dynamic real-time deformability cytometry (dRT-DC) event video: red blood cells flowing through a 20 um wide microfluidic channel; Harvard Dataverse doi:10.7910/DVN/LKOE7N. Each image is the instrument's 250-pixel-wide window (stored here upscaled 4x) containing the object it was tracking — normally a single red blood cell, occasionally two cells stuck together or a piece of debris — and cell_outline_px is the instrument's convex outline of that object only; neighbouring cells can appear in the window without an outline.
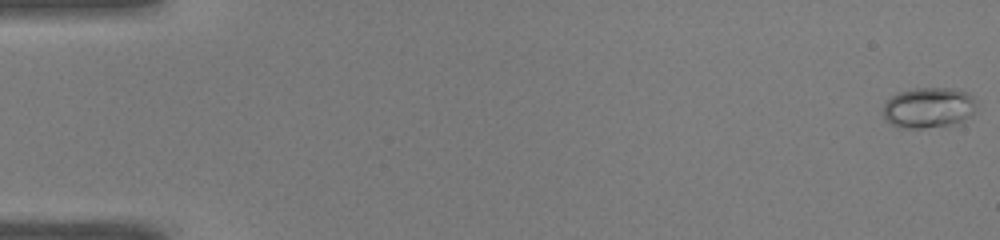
{"species": "common noctule bat (a hibernating species)", "species_latin": "Nyctalus noctula", "temperature_condition": "warm", "stored_images_in_passage": 51, "camera_frame_rate_fps": 3000, "um_per_image_px": 0.085, "animal": {"sex": "male", "body_mass_g": 19.0, "forearm_length_mm": 50.8}, "frame": {"image": 1, "passage_image": 1, "time_ms": 0.0, "image_size_px": [1000, 240], "cell_outline_px": [[976, 104], [972, 112], [964, 124], [924, 128], [900, 128], [884, 120], [884, 104], [892, 96], [900, 92], [916, 88], [952, 88], [964, 92], [972, 96]], "centroid_in_image_um": [78.94, 9.18], "position_along_channel_um": 6.1, "area_um2": 22.25}}
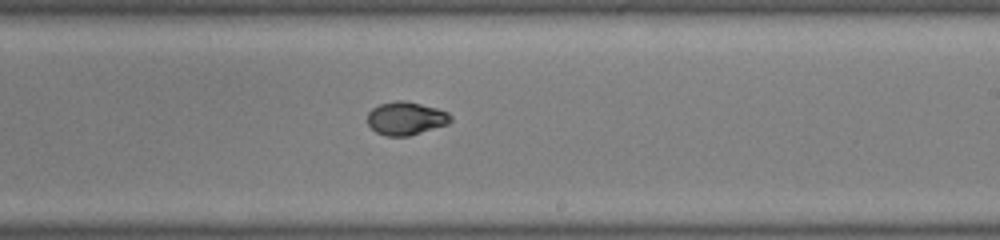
{"frame": {"image": 2, "passage_image": 31, "time_ms": 10.0, "image_size_px": [1000, 240], "cell_outline_px": [[452, 120], [448, 124], [408, 136], [384, 136], [376, 132], [368, 124], [368, 112], [372, 108], [380, 104], [396, 100], [404, 100], [436, 108], [448, 112], [452, 116]], "centroid_in_image_um": [34.5, 10.06], "position_along_channel_um": 254.5, "area_um2": 16.07}}
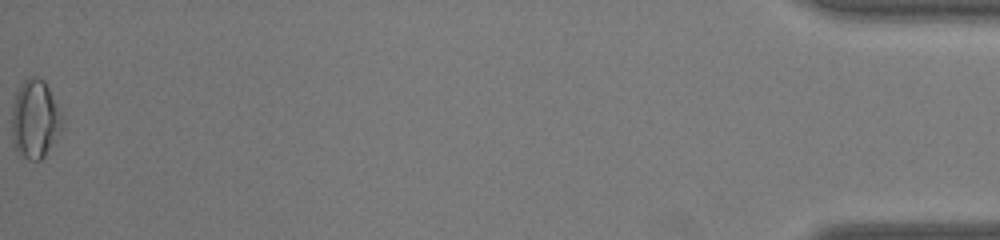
{"frame": {"image": 3, "passage_image": 51, "time_ms": 16.667, "image_size_px": [1000, 240], "cell_outline_px": [[64, 128], [44, 156], [40, 160], [28, 160], [12, 144], [12, 108], [16, 92], [24, 80], [32, 76], [36, 76], [44, 80], [60, 112]], "centroid_in_image_um": [2.97, 10.13], "position_along_channel_um": 432.2, "area_um2": 22.89}, "authors_computed_cell_mechanics": {"area_um2": 16.473, "velocity_mm_per_s": 4.0992, "shape_relaxation_time_tau1_ms": 10.8435, "shape_relaxation_time_tau2_ms": 1.1322, "deformation_change_tau1": 0.3704, "deformation_change_tau2": 0.0371}}